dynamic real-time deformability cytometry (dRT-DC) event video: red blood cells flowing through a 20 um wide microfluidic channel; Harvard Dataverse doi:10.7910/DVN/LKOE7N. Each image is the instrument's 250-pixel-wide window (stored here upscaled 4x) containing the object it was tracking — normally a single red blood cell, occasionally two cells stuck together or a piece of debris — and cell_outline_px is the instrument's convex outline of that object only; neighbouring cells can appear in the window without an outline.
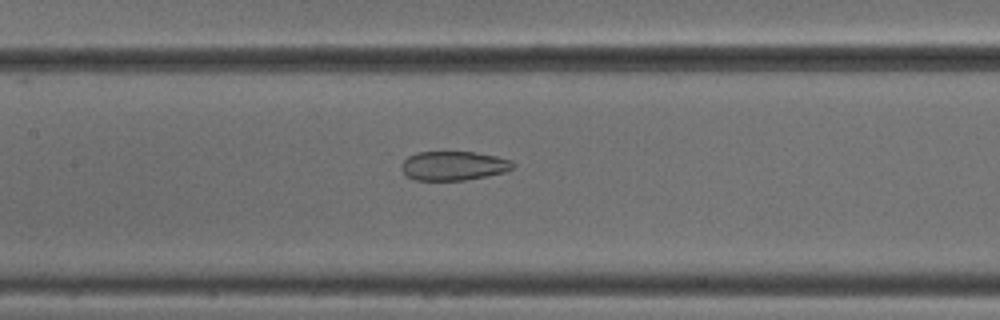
{"species": "common noctule bat (a hibernating species)", "species_latin": "Nyctalus noctula", "temperature_condition": "cold", "stored_images_in_passage": 19, "camera_frame_rate_fps": 3000, "um_per_image_px": 0.085, "animal": {"sex": "male", "body_mass_g": 18.8}, "frame": {"image": 1, "passage_image": 14, "time_ms": 4.333, "image_size_px": [1000, 320], "cell_outline_px": [[516, 164], [512, 168], [504, 172], [464, 180], [416, 180], [408, 176], [400, 168], [400, 164], [408, 156], [416, 152], [476, 152], [496, 156], [512, 160]], "centroid_in_image_um": [38.54, 14.08], "position_along_channel_um": 168.9, "area_um2": 18.9}}